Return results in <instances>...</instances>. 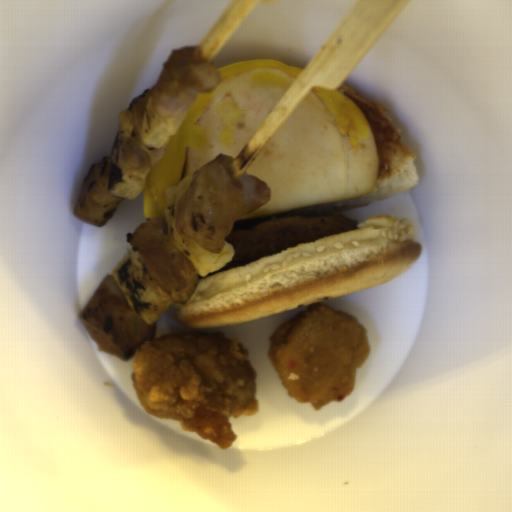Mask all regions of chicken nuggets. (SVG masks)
<instances>
[{"instance_id": "2cc3b61b", "label": "chicken nuggets", "mask_w": 512, "mask_h": 512, "mask_svg": "<svg viewBox=\"0 0 512 512\" xmlns=\"http://www.w3.org/2000/svg\"><path fill=\"white\" fill-rule=\"evenodd\" d=\"M111 156H105L92 165L84 177L74 216L82 222L101 227L115 214L125 198L116 197L108 190Z\"/></svg>"}, {"instance_id": "f4ed5422", "label": "chicken nuggets", "mask_w": 512, "mask_h": 512, "mask_svg": "<svg viewBox=\"0 0 512 512\" xmlns=\"http://www.w3.org/2000/svg\"><path fill=\"white\" fill-rule=\"evenodd\" d=\"M79 319L100 349L128 362L156 336L155 321L147 324L130 307L114 274L104 276Z\"/></svg>"}, {"instance_id": "cc037f56", "label": "chicken nuggets", "mask_w": 512, "mask_h": 512, "mask_svg": "<svg viewBox=\"0 0 512 512\" xmlns=\"http://www.w3.org/2000/svg\"><path fill=\"white\" fill-rule=\"evenodd\" d=\"M222 77L200 46L186 45L172 51L151 88L152 107L166 126L179 129L198 94L216 89Z\"/></svg>"}, {"instance_id": "73b27043", "label": "chicken nuggets", "mask_w": 512, "mask_h": 512, "mask_svg": "<svg viewBox=\"0 0 512 512\" xmlns=\"http://www.w3.org/2000/svg\"><path fill=\"white\" fill-rule=\"evenodd\" d=\"M116 122L125 168L146 170L160 161L166 151V144L161 148L146 147L135 130L129 108L117 114Z\"/></svg>"}, {"instance_id": "90cb4de2", "label": "chicken nuggets", "mask_w": 512, "mask_h": 512, "mask_svg": "<svg viewBox=\"0 0 512 512\" xmlns=\"http://www.w3.org/2000/svg\"><path fill=\"white\" fill-rule=\"evenodd\" d=\"M234 159L224 153L199 167L175 212L177 233L220 254L237 217L271 200L268 184L256 175H236Z\"/></svg>"}, {"instance_id": "bb5aeace", "label": "chicken nuggets", "mask_w": 512, "mask_h": 512, "mask_svg": "<svg viewBox=\"0 0 512 512\" xmlns=\"http://www.w3.org/2000/svg\"><path fill=\"white\" fill-rule=\"evenodd\" d=\"M126 240L169 299L173 303L187 304L200 274L194 263L171 242L166 219L140 223L132 232H127Z\"/></svg>"}]
</instances>
